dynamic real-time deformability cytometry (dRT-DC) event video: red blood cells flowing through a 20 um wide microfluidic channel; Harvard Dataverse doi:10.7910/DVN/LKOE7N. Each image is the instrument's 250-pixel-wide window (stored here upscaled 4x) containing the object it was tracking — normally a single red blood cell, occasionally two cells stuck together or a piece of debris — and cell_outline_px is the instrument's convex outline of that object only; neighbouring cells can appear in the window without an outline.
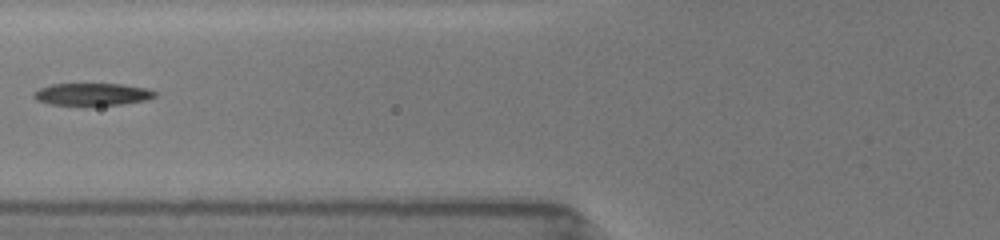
{"species": "common noctule bat (a hibernating species)", "species_latin": "Nyctalus noctula", "temperature_condition": "room temperature", "stored_images_in_passage": 45, "segment_of_instrument_passage": [2, 2], "camera_frame_rate_fps": 3000, "um_per_image_px": 0.085, "animal": {"sex": "female", "body_mass_g": 19.5, "forearm_length_mm": 54.1}, "frame": {"image": 1, "passage_image": 14, "time_ms": 6.333, "image_size_px": [1000, 240], "cell_outline_px": [[156, 96], [148, 100], [120, 104], [48, 104], [36, 100], [32, 96], [32, 92], [40, 88], [52, 84], [124, 84], [148, 88], [156, 92]], "centroid_in_image_um": [7.85, 7.99], "position_along_channel_um": 118.0, "area_um2": 15.61}}
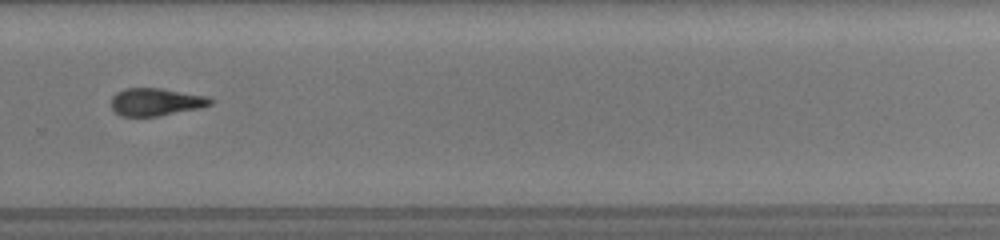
{"frame": {"image": 2, "passage_image": 29, "time_ms": 11.333, "image_size_px": [1000, 240], "cell_outline_px": [[212, 104], [200, 108], [160, 116], [120, 116], [112, 108], [112, 96], [116, 92], [124, 88], [160, 88], [208, 96], [212, 100]], "centroid_in_image_um": [13.25, 8.66], "position_along_channel_um": 316.6, "area_um2": 16.01}}
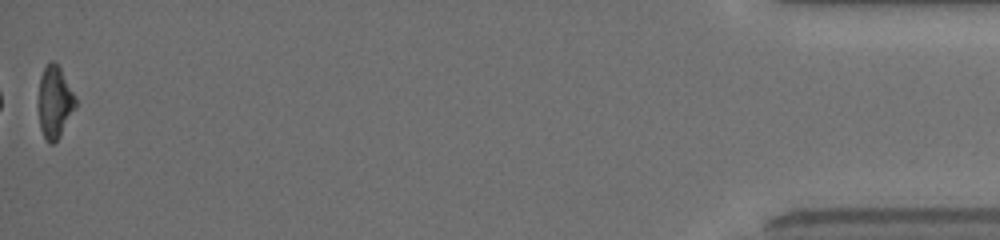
{"frame": {"image": 3, "passage_image": 45, "time_ms": 16.333, "image_size_px": [1000, 240], "cell_outline_px": [[76, 108], [60, 136], [52, 144], [48, 144], [40, 128], [40, 76], [44, 68], [52, 60], [60, 68], [76, 96]], "centroid_in_image_um": [4.69, 8.7], "position_along_channel_um": 430.5, "area_um2": 15.26}}